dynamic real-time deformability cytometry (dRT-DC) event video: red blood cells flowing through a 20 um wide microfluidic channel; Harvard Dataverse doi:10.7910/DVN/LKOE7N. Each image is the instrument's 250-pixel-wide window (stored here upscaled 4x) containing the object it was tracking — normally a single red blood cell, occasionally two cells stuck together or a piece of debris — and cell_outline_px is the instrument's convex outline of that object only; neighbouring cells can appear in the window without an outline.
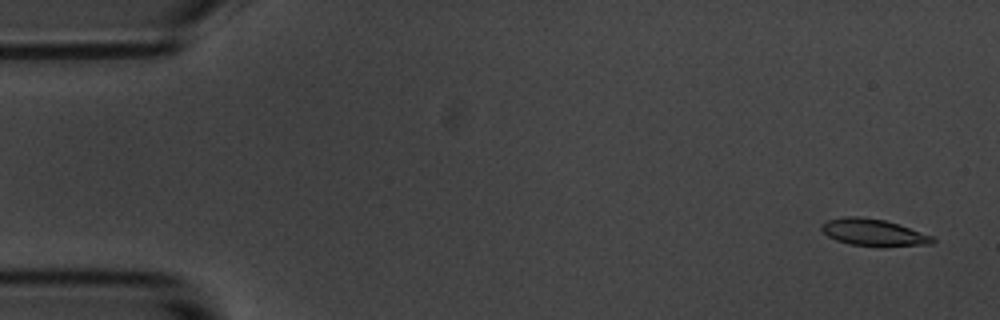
{"species": "common noctule bat (a hibernating species)", "species_latin": "Nyctalus noctula", "temperature_condition": "room temperature", "stored_images_in_passage": 5, "camera_frame_rate_fps": 3000, "um_per_image_px": 0.085, "animal": {"sex": "male", "body_mass_g": 20.1, "forearm_length_mm": 53.5}, "frame": {"image": 1, "passage_image": 1, "time_ms": 0.0, "image_size_px": [1000, 320], "cell_outline_px": [[936, 240], [932, 244], [884, 248], [880, 248], [852, 244], [836, 240], [828, 236], [820, 228], [828, 220], [844, 216], [856, 216], [884, 220], [932, 236]], "centroid_in_image_um": [74.27, 19.79], "position_along_channel_um": 10.7, "area_um2": 17.46}}
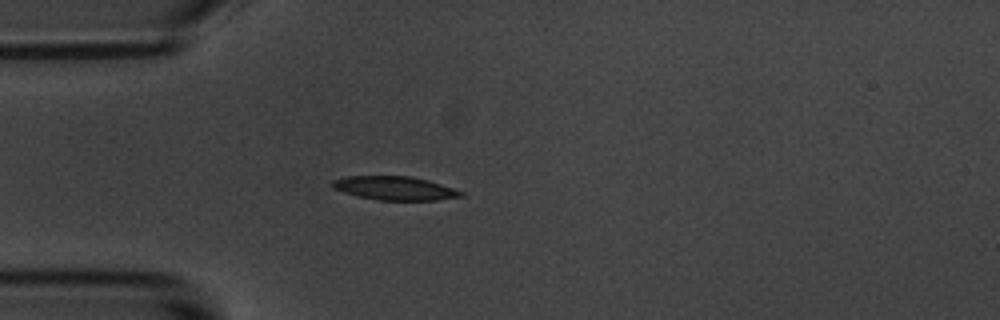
{"frame": {"image": 2, "passage_image": 4, "time_ms": 4.333, "image_size_px": [1000, 320], "cell_outline_px": [[464, 196], [436, 200], [376, 200], [356, 196], [332, 188], [332, 180], [348, 176], [412, 176], [428, 180], [464, 192]], "centroid_in_image_um": [33.54, 16.0], "position_along_channel_um": 51.5, "area_um2": 17.74}}